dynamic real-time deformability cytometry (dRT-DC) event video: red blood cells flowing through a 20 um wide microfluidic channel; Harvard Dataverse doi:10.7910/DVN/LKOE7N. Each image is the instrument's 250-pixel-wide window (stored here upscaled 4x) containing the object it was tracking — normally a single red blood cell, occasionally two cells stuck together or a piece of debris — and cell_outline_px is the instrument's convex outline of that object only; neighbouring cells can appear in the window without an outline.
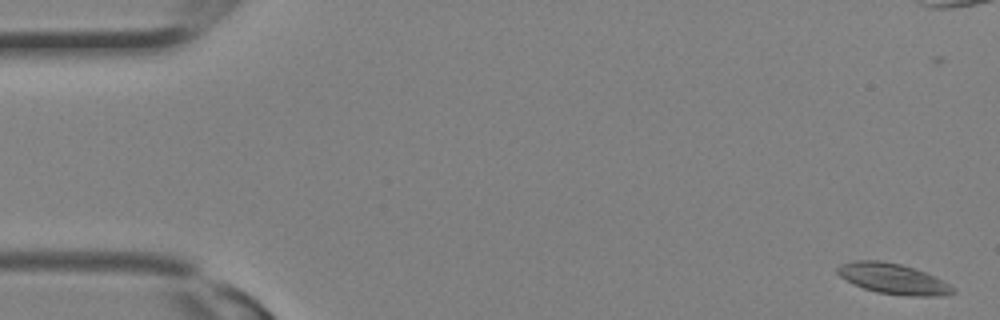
{"species": "Egyptian fruit bat (a non-hibernating species)", "species_latin": "Rousettus aegyptiacus", "temperature_condition": "room temperature", "stored_images_in_passage": 18, "camera_frame_rate_fps": 3000, "um_per_image_px": 0.085, "animal": {"sex": "female"}, "frame": {"image": 1, "passage_image": 1, "time_ms": 0.0, "image_size_px": [1000, 320], "cell_outline_px": [[956, 292], [940, 296], [912, 296], [876, 292], [864, 288], [840, 276], [836, 272], [836, 268], [840, 264], [856, 260], [880, 260], [900, 264], [924, 272], [956, 288]], "centroid_in_image_um": [75.9, 23.69], "position_along_channel_um": 9.1, "area_um2": 20.17}}
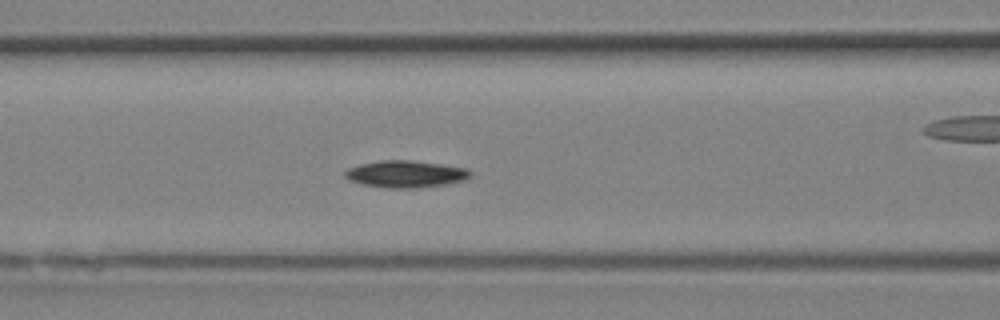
{"frame": {"image": 2, "passage_image": 13, "time_ms": 4.0, "image_size_px": [1000, 320], "cell_outline_px": [[472, 176], [464, 180], [444, 184], [420, 188], [388, 188], [364, 184], [348, 180], [344, 176], [344, 172], [348, 168], [360, 164], [380, 160], [412, 160], [468, 168], [472, 172]], "centroid_in_image_um": [34.49, 14.79], "position_along_channel_um": 132.1, "area_um2": 19.77}}